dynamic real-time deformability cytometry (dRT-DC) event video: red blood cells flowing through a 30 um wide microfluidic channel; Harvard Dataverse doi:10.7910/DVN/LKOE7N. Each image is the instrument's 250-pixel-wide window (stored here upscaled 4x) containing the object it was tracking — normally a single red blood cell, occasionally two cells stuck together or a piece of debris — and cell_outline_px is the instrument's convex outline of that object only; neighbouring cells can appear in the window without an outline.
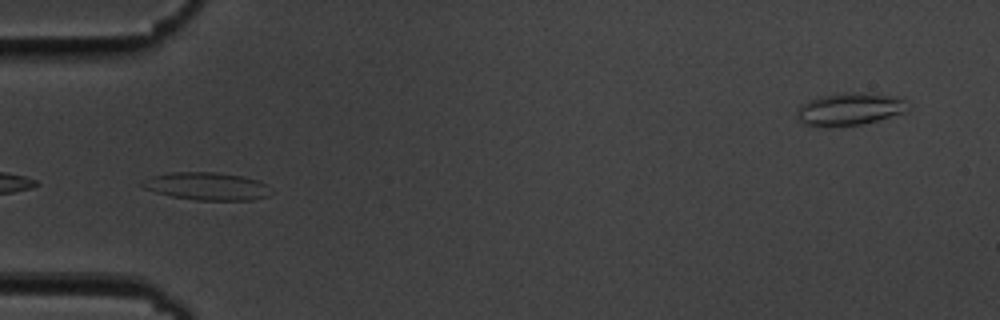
{"species": "common noctule bat (a hibernating species)", "species_latin": "Nyctalus noctula", "temperature_condition": "cold", "stored_images_in_passage": 24, "camera_frame_rate_fps": 3000, "um_per_image_px": 0.085, "animal": {"sex": "male", "body_mass_g": 19.5, "forearm_length_mm": 54.6}, "frame": {"image": 1, "passage_image": 17, "time_ms": 5.333, "image_size_px": [1000, 320], "cell_outline_px": [[272, 192], [268, 196], [252, 200], [196, 200], [172, 196], [156, 192], [144, 188], [136, 184], [152, 176], [168, 172], [216, 172], [244, 176], [260, 180]], "centroid_in_image_um": [17.57, 15.82], "position_along_channel_um": 67.4, "area_um2": 20.92}}